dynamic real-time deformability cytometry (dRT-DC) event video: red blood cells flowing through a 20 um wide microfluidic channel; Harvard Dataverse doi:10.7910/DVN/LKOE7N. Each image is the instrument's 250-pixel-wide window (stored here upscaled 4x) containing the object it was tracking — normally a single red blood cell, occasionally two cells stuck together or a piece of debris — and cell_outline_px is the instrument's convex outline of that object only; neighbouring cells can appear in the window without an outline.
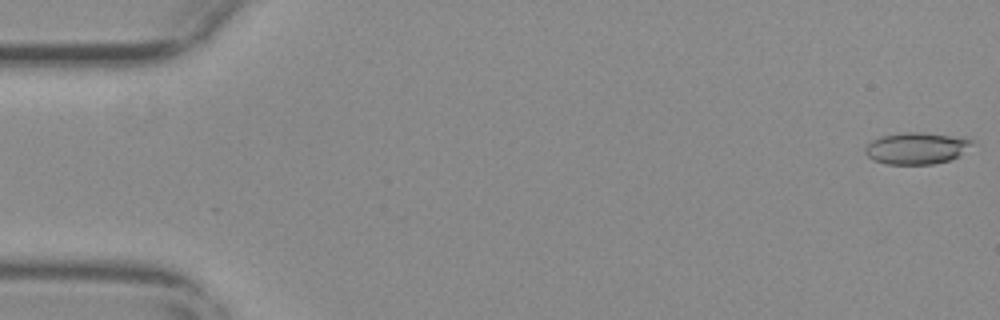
{"species": "common noctule bat (a hibernating species)", "species_latin": "Nyctalus noctula", "temperature_condition": "warm", "stored_images_in_passage": 56, "camera_frame_rate_fps": 3000, "um_per_image_px": 0.085, "animal": {"sex": "female", "body_mass_g": 29.2, "forearm_length_mm": 56.3}, "frame": {"image": 1, "passage_image": 1, "time_ms": 0.0, "image_size_px": [1000, 320], "cell_outline_px": [[972, 144], [960, 156], [948, 160], [932, 164], [888, 164], [876, 160], [868, 156], [864, 152], [864, 148], [872, 140], [880, 136], [904, 132], [924, 132], [964, 136], [972, 140]], "centroid_in_image_um": [77.93, 12.57], "position_along_channel_um": 7.1, "area_um2": 19.88}}
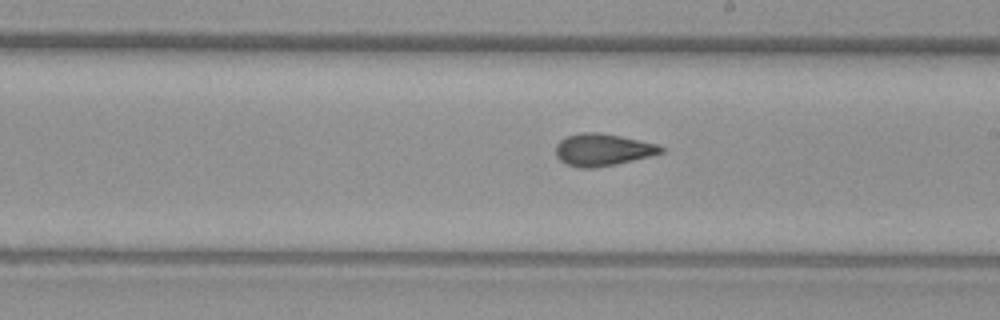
{"frame": {"image": 2, "passage_image": 32, "time_ms": 10.333, "image_size_px": [1000, 320], "cell_outline_px": [[664, 152], [616, 164], [596, 168], [580, 168], [568, 164], [560, 160], [556, 156], [556, 144], [560, 140], [568, 136], [580, 132], [600, 132], [660, 144], [664, 148]], "centroid_in_image_um": [51.23, 12.72], "position_along_channel_um": 237.8, "area_um2": 19.71}}
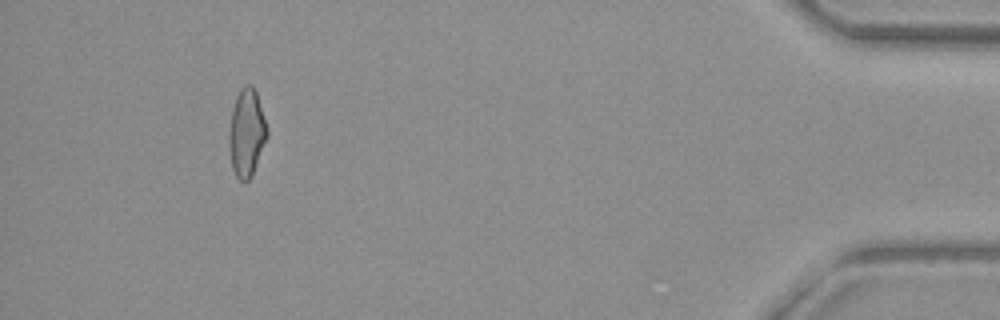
{"frame": {"image": 3, "passage_image": 52, "time_ms": 17.0, "image_size_px": [1000, 320], "cell_outline_px": [[268, 136], [252, 176], [248, 180], [240, 180], [236, 176], [232, 168], [228, 144], [228, 136], [232, 108], [236, 96], [240, 88], [244, 84], [252, 84], [256, 88], [268, 128]], "centroid_in_image_um": [20.97, 11.24], "position_along_channel_um": 414.2, "area_um2": 19.88}, "authors_computed_cell_mechanics": {"area_um2": 19.363, "velocity_mm_per_s": 3.706, "shape_relaxation_time_tau1_ms": null, "shape_relaxation_time_tau2_ms": 1.8322, "deformation_change_tau1": null, "deformation_change_tau2": 0.0958}}